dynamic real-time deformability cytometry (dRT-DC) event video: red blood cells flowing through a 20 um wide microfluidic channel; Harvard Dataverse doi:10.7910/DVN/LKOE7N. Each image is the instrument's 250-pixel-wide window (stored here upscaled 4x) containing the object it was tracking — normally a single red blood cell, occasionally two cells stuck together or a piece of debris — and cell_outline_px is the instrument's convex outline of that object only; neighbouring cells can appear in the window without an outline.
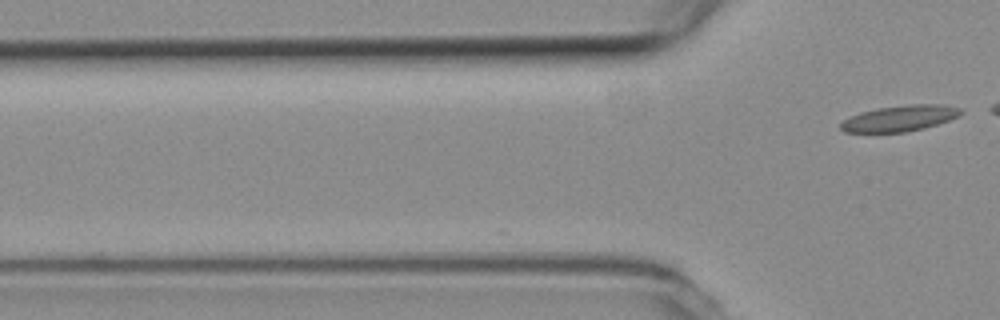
{"species": "common noctule bat (a hibernating species)", "species_latin": "Nyctalus noctula", "temperature_condition": "room temperature", "stored_images_in_passage": 3, "camera_frame_rate_fps": 3000, "um_per_image_px": 0.085, "animal": {"sex": "female", "body_mass_g": 19.3, "forearm_length_mm": 54.1}, "frame": {"image": 1, "passage_image": 3, "time_ms": 0.667, "image_size_px": [1000, 320], "cell_outline_px": [[964, 112], [948, 120], [924, 128], [904, 132], [844, 132], [840, 128], [840, 124], [844, 120], [860, 112], [876, 108], [908, 104], [940, 104], [960, 108]], "centroid_in_image_um": [76.46, 10.05], "position_along_channel_um": 49.3, "area_um2": 17.98}}